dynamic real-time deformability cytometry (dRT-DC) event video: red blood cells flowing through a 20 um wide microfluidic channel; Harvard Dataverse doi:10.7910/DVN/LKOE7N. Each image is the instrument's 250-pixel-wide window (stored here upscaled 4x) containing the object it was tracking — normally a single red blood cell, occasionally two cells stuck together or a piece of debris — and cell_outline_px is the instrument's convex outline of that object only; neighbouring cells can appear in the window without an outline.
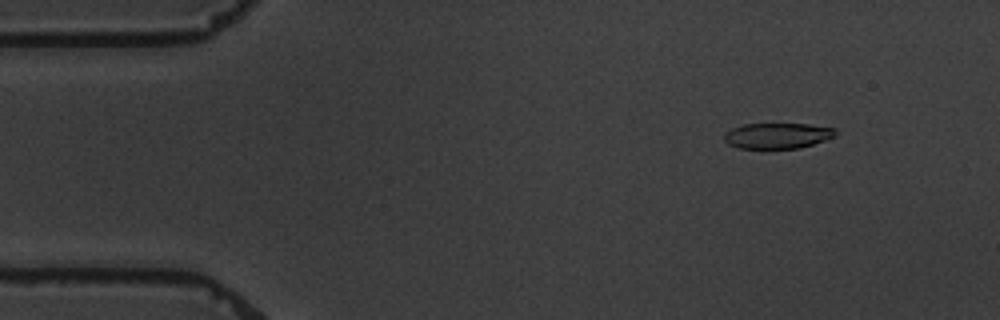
{"species": "common noctule bat (a hibernating species)", "species_latin": "Nyctalus noctula", "temperature_condition": "warm", "stored_images_in_passage": 6, "camera_frame_rate_fps": 3000, "um_per_image_px": 0.085, "animal": {"sex": "male", "body_mass_g": 19.5, "forearm_length_mm": 54.6}, "frame": {"image": 1, "passage_image": 2, "time_ms": 1.0, "image_size_px": [1000, 320], "cell_outline_px": [[836, 136], [800, 148], [740, 148], [728, 144], [724, 140], [724, 132], [732, 128], [744, 124], [808, 124], [836, 128]], "centroid_in_image_um": [66.07, 11.53], "position_along_channel_um": 18.9, "area_um2": 16.59}}
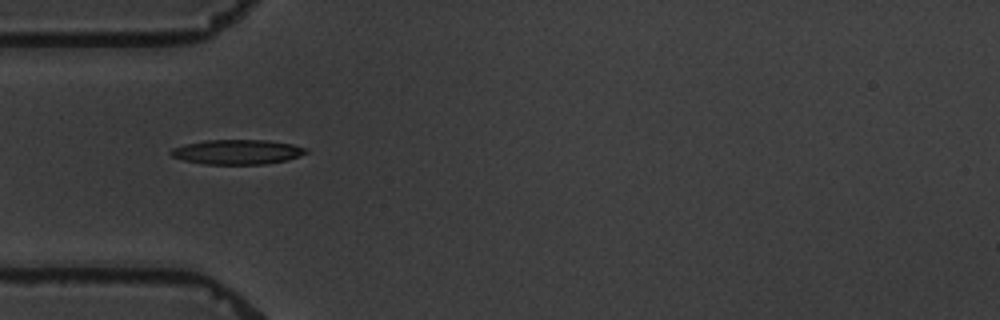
{"frame": {"image": 2, "passage_image": 5, "time_ms": 4.667, "image_size_px": [1000, 320], "cell_outline_px": [[308, 152], [300, 156], [288, 160], [264, 164], [204, 164], [184, 160], [172, 156], [168, 152], [172, 148], [184, 144], [204, 140], [268, 140], [292, 144], [308, 148]], "centroid_in_image_um": [20.18, 12.91], "position_along_channel_um": 64.8, "area_um2": 19.59}}
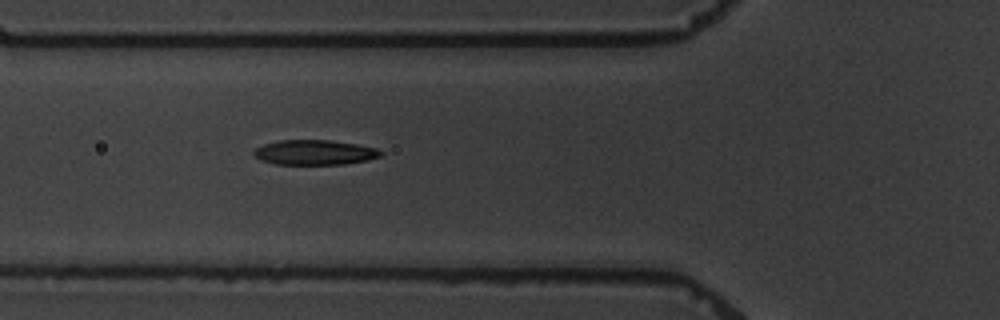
{"frame": {"image": 3, "passage_image": 6, "time_ms": 5.667, "image_size_px": [1000, 320], "cell_outline_px": [[384, 152], [380, 156], [368, 160], [344, 164], [276, 164], [260, 160], [252, 152], [256, 148], [264, 144], [280, 140], [328, 140], [356, 144], [376, 148]], "centroid_in_image_um": [26.74, 12.95], "position_along_channel_um": 99.1, "area_um2": 18.32}}